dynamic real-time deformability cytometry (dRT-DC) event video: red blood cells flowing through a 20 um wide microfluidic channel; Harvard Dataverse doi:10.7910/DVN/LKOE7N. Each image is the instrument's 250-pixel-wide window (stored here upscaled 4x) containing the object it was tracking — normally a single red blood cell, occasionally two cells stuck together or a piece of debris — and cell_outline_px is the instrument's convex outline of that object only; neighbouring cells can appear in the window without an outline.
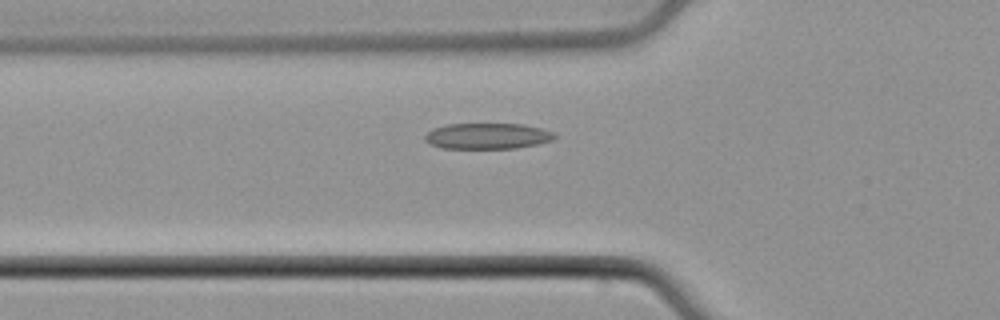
{"species": "common noctule bat (a hibernating species)", "species_latin": "Nyctalus noctula", "temperature_condition": "cold", "stored_images_in_passage": 47, "camera_frame_rate_fps": 3000, "um_per_image_px": 0.085, "animal": {"sex": "male", "body_mass_g": 21.5, "forearm_length_mm": 52.0}, "frame": {"image": 1, "passage_image": 15, "time_ms": 4.667, "image_size_px": [1000, 320], "cell_outline_px": [[556, 136], [552, 140], [536, 144], [516, 148], [440, 148], [428, 144], [424, 140], [424, 136], [432, 128], [444, 124], [524, 124], [556, 132]], "centroid_in_image_um": [41.39, 11.56], "position_along_channel_um": 84.4, "area_um2": 19.71}}
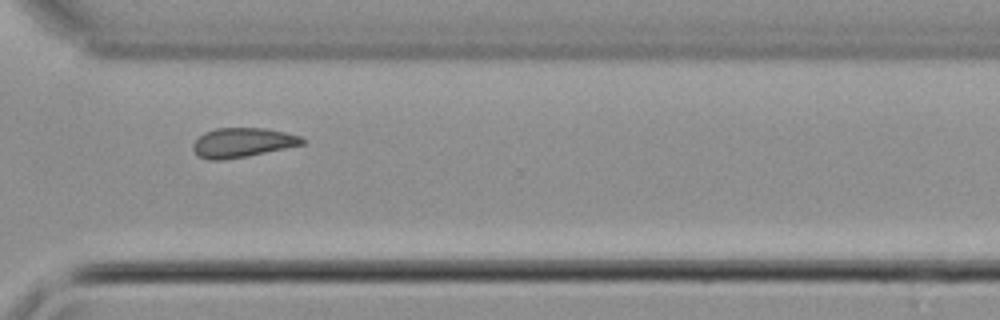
{"frame": {"image": 2, "passage_image": 34, "time_ms": 11.0, "image_size_px": [1000, 320], "cell_outline_px": [[308, 140], [304, 144], [248, 156], [224, 160], [208, 160], [200, 156], [192, 148], [192, 144], [204, 132], [216, 128], [264, 128], [284, 132], [300, 136]], "centroid_in_image_um": [20.62, 12.12], "position_along_channel_um": 350.0, "area_um2": 18.73}}
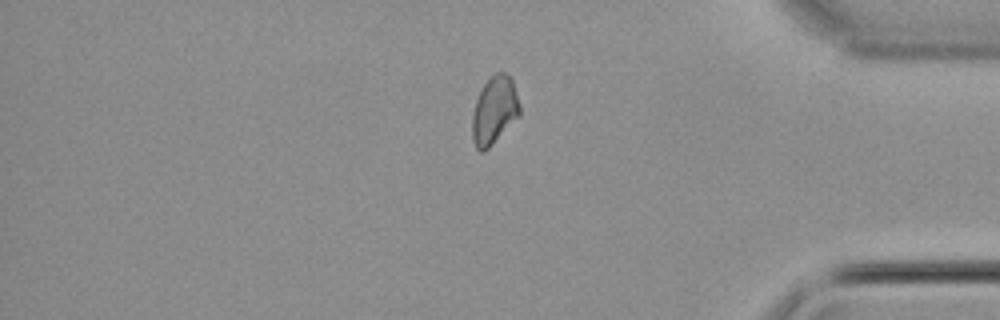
{"frame": {"image": 3, "passage_image": 39, "time_ms": 12.667, "image_size_px": [1000, 320], "cell_outline_px": [[520, 116], [484, 152], [480, 152], [476, 148], [472, 140], [472, 116], [476, 100], [484, 84], [496, 72], [504, 72], [512, 76], [520, 104]], "centroid_in_image_um": [42.04, 9.38], "position_along_channel_um": 393.2, "area_um2": 18.9}}